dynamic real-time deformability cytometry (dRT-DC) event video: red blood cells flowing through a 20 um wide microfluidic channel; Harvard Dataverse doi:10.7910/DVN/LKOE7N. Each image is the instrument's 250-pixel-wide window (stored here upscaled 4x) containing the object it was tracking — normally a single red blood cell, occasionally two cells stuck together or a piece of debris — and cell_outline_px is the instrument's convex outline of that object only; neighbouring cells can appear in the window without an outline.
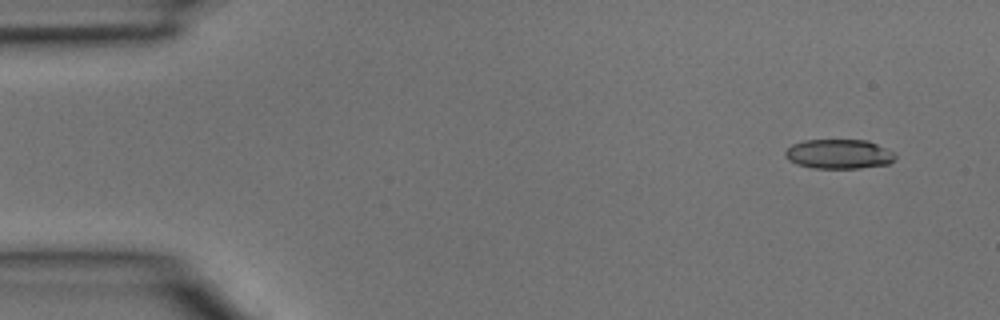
{"species": "common noctule bat (a hibernating species)", "species_latin": "Nyctalus noctula", "temperature_condition": "room temperature", "stored_images_in_passage": 4, "camera_frame_rate_fps": 3000, "um_per_image_px": 0.085, "animal": {"sex": "male", "body_mass_g": 15.6}, "frame": {"image": 1, "passage_image": 1, "time_ms": 0.0, "image_size_px": [1000, 320], "cell_outline_px": [[896, 156], [888, 164], [860, 168], [812, 168], [796, 164], [788, 160], [784, 156], [784, 152], [792, 144], [804, 140], [868, 140], [892, 152]], "centroid_in_image_um": [71.25, 13.09], "position_along_channel_um": 13.8, "area_um2": 18.84}}